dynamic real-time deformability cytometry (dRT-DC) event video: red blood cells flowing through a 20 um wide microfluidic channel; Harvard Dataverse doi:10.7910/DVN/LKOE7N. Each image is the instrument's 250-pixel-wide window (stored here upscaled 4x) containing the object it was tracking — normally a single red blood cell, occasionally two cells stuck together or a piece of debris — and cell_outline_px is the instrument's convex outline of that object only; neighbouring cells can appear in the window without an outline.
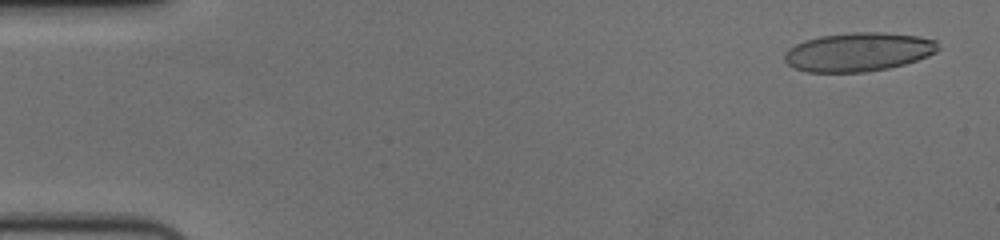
{"species": "human", "species_latin": "Homo sapiens", "temperature_condition": "cold", "stored_images_in_passage": 57, "camera_frame_rate_fps": 3000, "um_per_image_px": 0.085, "donor": {"sex": "female"}, "frame": {"image": 1, "passage_image": 3, "time_ms": 0.667, "image_size_px": [1000, 240], "cell_outline_px": [[940, 48], [936, 52], [928, 56], [904, 64], [888, 68], [864, 72], [808, 72], [792, 68], [784, 60], [784, 52], [788, 48], [804, 40], [820, 36], [852, 32], [884, 32], [920, 36], [936, 40]], "centroid_in_image_um": [72.95, 4.41], "position_along_channel_um": 12.1, "area_um2": 34.97}}
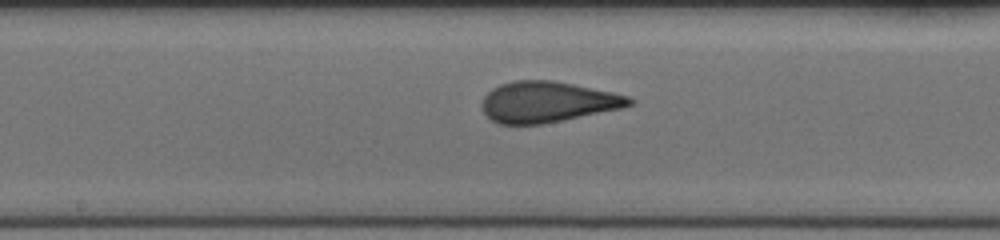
{"frame": {"image": 2, "passage_image": 30, "time_ms": 9.667, "image_size_px": [1000, 240], "cell_outline_px": [[632, 104], [624, 108], [544, 124], [500, 124], [492, 120], [480, 108], [480, 104], [484, 96], [492, 88], [500, 84], [512, 80], [552, 80], [612, 92], [628, 96], [632, 100]], "centroid_in_image_um": [46.5, 8.67], "position_along_channel_um": 201.7, "area_um2": 35.14}}
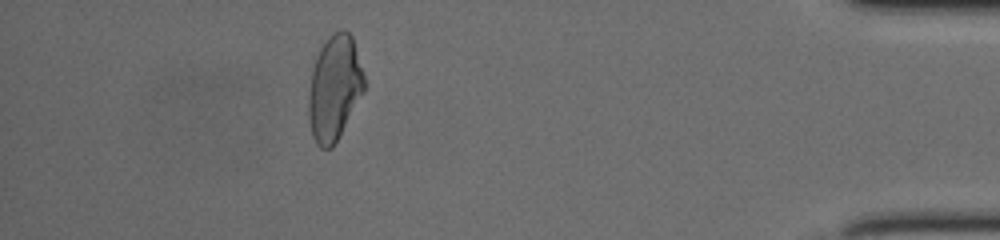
{"frame": {"image": 3, "passage_image": 51, "time_ms": 16.667, "image_size_px": [1000, 240], "cell_outline_px": [[364, 92], [332, 148], [320, 148], [316, 144], [312, 136], [308, 116], [308, 100], [312, 68], [316, 56], [320, 48], [328, 36], [344, 28], [352, 36], [364, 76]], "centroid_in_image_um": [28.41, 7.48], "position_along_channel_um": 406.8, "area_um2": 33.93}, "authors_computed_cell_mechanics": {"area_um2": 35.1424, "velocity_mm_per_s": 3.666, "shape_relaxation_time_tau1_ms": 7.3774, "shape_relaxation_time_tau2_ms": 1.0203, "deformation_change_tau1": 0.2118, "deformation_change_tau2": 0.0634}}